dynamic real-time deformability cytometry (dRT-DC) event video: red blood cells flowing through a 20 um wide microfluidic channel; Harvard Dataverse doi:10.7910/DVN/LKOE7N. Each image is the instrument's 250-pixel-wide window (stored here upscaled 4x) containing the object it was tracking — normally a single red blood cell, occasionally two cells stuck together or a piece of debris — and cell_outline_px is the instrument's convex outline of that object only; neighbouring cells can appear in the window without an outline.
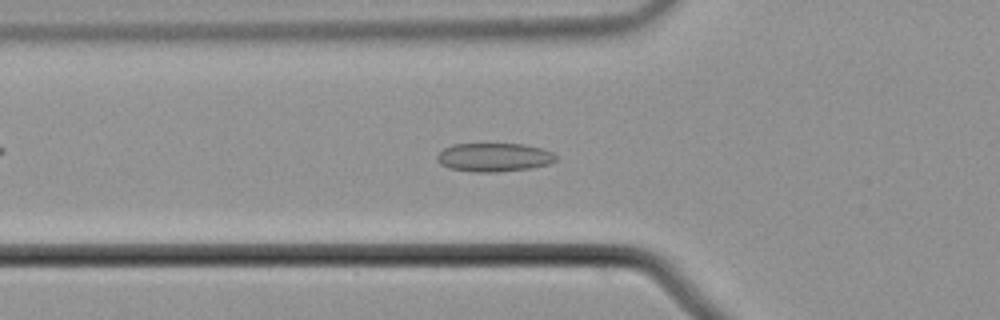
{"species": "common noctule bat (a hibernating species)", "species_latin": "Nyctalus noctula", "temperature_condition": "cold", "stored_images_in_passage": 56, "camera_frame_rate_fps": 3000, "um_per_image_px": 0.085, "animal": {"sex": "male", "body_mass_g": 21.5, "forearm_length_mm": 52.0}, "frame": {"image": 1, "passage_image": 20, "time_ms": 6.333, "image_size_px": [1000, 320], "cell_outline_px": [[556, 160], [548, 164], [532, 168], [496, 172], [472, 172], [448, 168], [440, 164], [436, 160], [436, 156], [444, 148], [452, 144], [524, 144], [540, 148], [552, 152], [556, 156]], "centroid_in_image_um": [41.96, 13.37], "position_along_channel_um": 83.8, "area_um2": 19.88}}
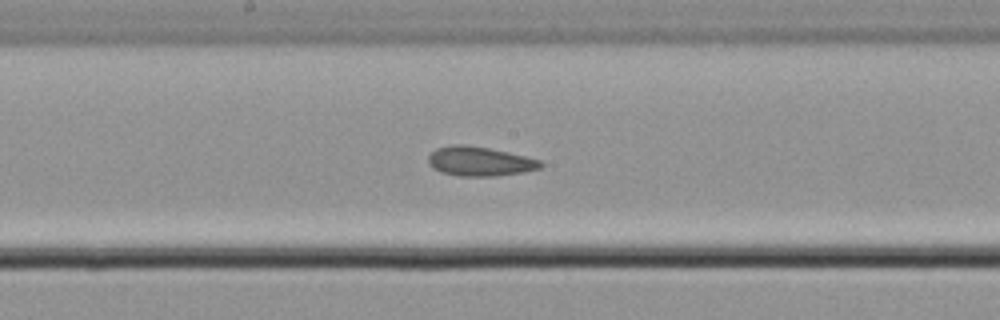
{"frame": {"image": 2, "passage_image": 30, "time_ms": 9.667, "image_size_px": [1000, 320], "cell_outline_px": [[544, 164], [540, 168], [524, 172], [496, 176], [460, 176], [440, 172], [432, 168], [428, 164], [428, 156], [436, 148], [452, 144], [464, 144], [488, 148], [508, 152], [540, 160]], "centroid_in_image_um": [40.74, 13.71], "position_along_channel_um": 207.5, "area_um2": 19.31}}
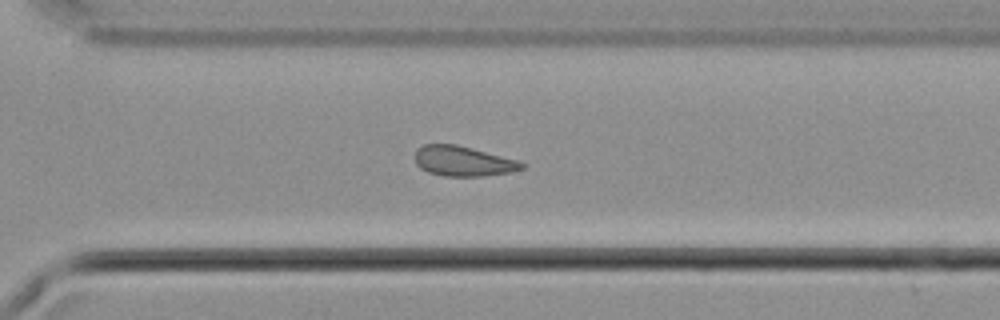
{"frame": {"image": 3, "passage_image": 40, "time_ms": 13.0, "image_size_px": [1000, 320], "cell_outline_px": [[528, 164], [524, 168], [512, 172], [484, 176], [444, 176], [428, 172], [420, 168], [416, 164], [416, 148], [424, 144], [456, 144], [520, 160]], "centroid_in_image_um": [39.41, 13.7], "position_along_channel_um": 331.2, "area_um2": 18.96}, "authors_computed_cell_mechanics": {"area_um2": 19.4497, "velocity_mm_per_s": 3.7094, "shape_relaxation_time_tau1_ms": null, "shape_relaxation_time_tau2_ms": 3.1188, "deformation_change_tau1": null, "deformation_change_tau2": 0.062}}